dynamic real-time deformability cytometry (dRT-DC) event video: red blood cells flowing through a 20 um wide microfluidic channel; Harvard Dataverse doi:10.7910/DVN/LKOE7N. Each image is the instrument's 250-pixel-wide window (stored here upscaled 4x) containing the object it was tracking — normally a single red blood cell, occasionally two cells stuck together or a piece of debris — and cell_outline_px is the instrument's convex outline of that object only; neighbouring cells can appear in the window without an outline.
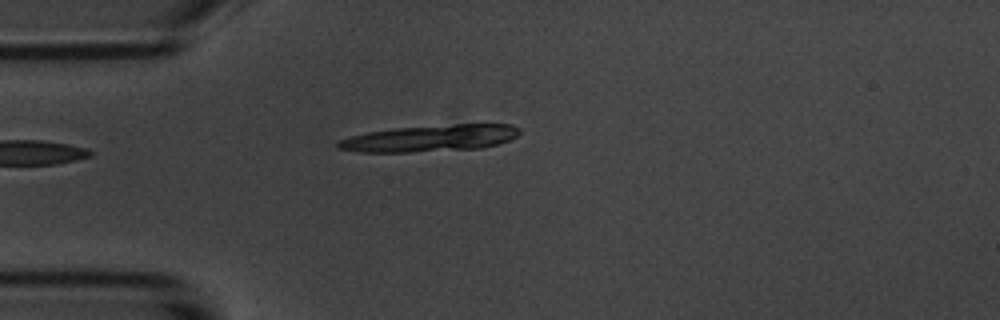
{"species": "common noctule bat (a hibernating species)", "species_latin": "Nyctalus noctula", "temperature_condition": "room temperature", "stored_images_in_passage": 11, "segment_of_instrument_passage": [1, 2], "camera_frame_rate_fps": 3000, "um_per_image_px": 0.085, "animal": {"sex": "male", "body_mass_g": 20.1, "forearm_length_mm": 53.5}, "frame": {"image": 1, "passage_image": 4, "time_ms": 4.333, "image_size_px": [1000, 320], "cell_outline_px": [[520, 132], [516, 136], [508, 140], [496, 144], [480, 148], [408, 152], [360, 152], [336, 148], [336, 144], [340, 140], [352, 136], [368, 132], [392, 128], [456, 124], [512, 124], [520, 128]], "centroid_in_image_um": [36.56, 11.74], "position_along_channel_um": 48.4, "area_um2": 27.98}}